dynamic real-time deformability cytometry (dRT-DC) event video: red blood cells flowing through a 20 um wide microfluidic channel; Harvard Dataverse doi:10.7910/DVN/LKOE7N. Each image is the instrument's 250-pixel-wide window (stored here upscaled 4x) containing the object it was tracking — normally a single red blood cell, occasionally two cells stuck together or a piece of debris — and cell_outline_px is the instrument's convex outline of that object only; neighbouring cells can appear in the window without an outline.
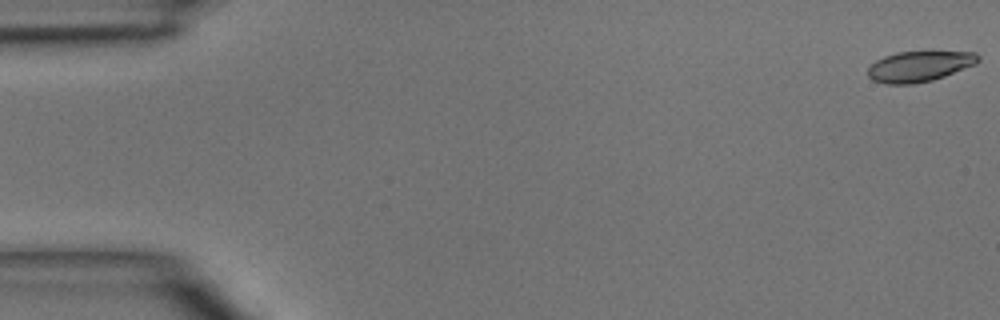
{"species": "common noctule bat (a hibernating species)", "species_latin": "Nyctalus noctula", "temperature_condition": "room temperature", "stored_images_in_passage": 4, "camera_frame_rate_fps": 3000, "um_per_image_px": 0.085, "animal": {"sex": "male", "body_mass_g": 15.6}, "frame": {"image": 1, "passage_image": 1, "time_ms": 0.0, "image_size_px": [1000, 320], "cell_outline_px": [[980, 60], [976, 64], [944, 76], [932, 80], [916, 84], [884, 84], [872, 80], [868, 76], [868, 68], [876, 60], [884, 56], [896, 52], [976, 52], [980, 56]], "centroid_in_image_um": [78.13, 5.65], "position_along_channel_um": 6.9, "area_um2": 19.65}}
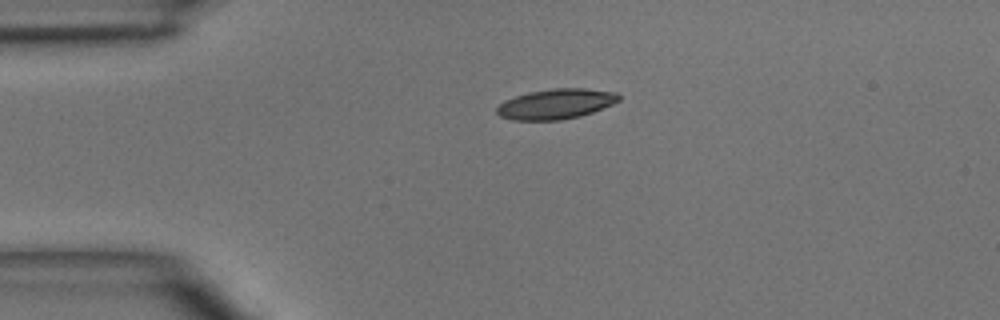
{"frame": {"image": 2, "passage_image": 4, "time_ms": 3.333, "image_size_px": [1000, 320], "cell_outline_px": [[620, 100], [612, 104], [592, 112], [580, 116], [560, 120], [512, 120], [500, 116], [496, 112], [496, 108], [504, 100], [528, 92], [556, 88], [584, 88], [616, 92], [620, 96]], "centroid_in_image_um": [47.24, 8.83], "position_along_channel_um": 37.8, "area_um2": 21.39}}